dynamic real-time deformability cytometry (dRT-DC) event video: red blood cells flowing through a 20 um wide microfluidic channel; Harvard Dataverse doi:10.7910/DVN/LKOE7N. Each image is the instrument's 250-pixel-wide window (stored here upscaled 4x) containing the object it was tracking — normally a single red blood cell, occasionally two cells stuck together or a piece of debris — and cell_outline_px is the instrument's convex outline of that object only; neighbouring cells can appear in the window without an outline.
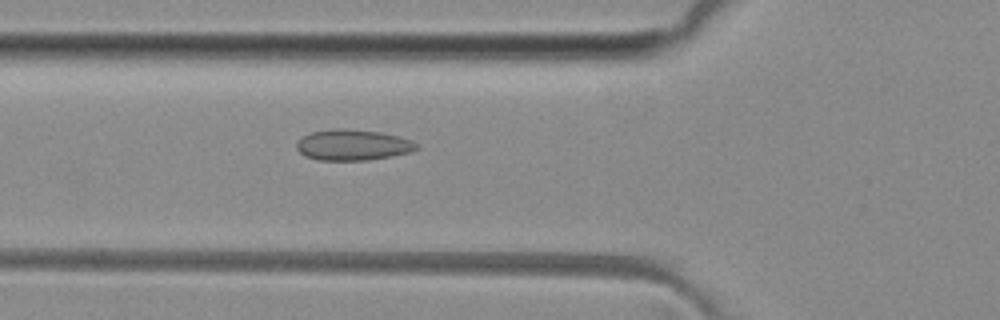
{"species": "common noctule bat (a hibernating species)", "species_latin": "Nyctalus noctula", "temperature_condition": "room temperature", "stored_images_in_passage": 37, "camera_frame_rate_fps": 3000, "um_per_image_px": 0.085, "animal": {"sex": "female", "body_mass_g": 29.2, "forearm_length_mm": 56.3}, "frame": {"image": 1, "passage_image": 7, "time_ms": 2.0, "image_size_px": [1000, 320], "cell_outline_px": [[420, 148], [412, 152], [392, 156], [368, 160], [316, 160], [304, 156], [296, 148], [296, 144], [304, 136], [312, 132], [332, 128], [344, 128], [380, 132], [396, 136], [408, 140], [416, 144]], "centroid_in_image_um": [29.97, 12.33], "position_along_channel_um": 95.8, "area_um2": 21.5}}
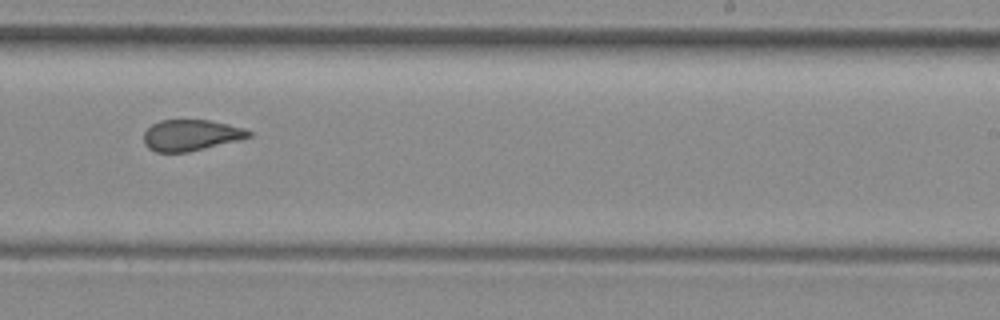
{"frame": {"image": 2, "passage_image": 20, "time_ms": 6.333, "image_size_px": [1000, 320], "cell_outline_px": [[252, 136], [188, 152], [156, 152], [148, 148], [144, 144], [144, 132], [152, 124], [160, 120], [208, 120], [228, 124], [244, 128], [252, 132]], "centroid_in_image_um": [16.2, 11.48], "position_along_channel_um": 272.8, "area_um2": 18.84}}
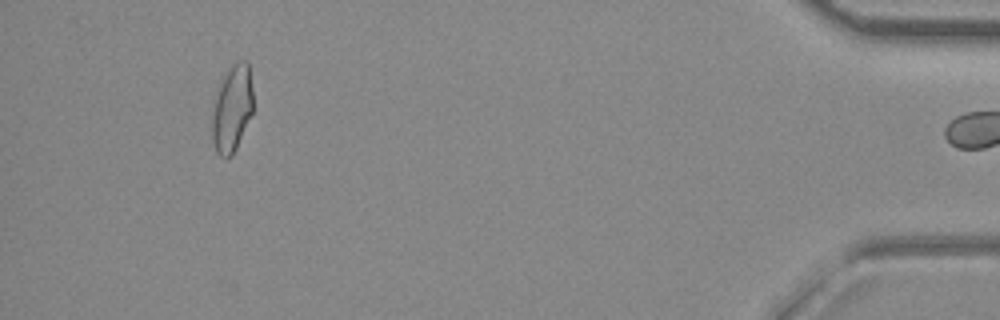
{"frame": {"image": 3, "passage_image": 36, "time_ms": 11.667, "image_size_px": [1000, 320], "cell_outline_px": [[252, 112], [236, 148], [232, 156], [224, 160], [216, 152], [212, 140], [212, 112], [220, 84], [232, 64], [236, 60], [248, 60], [252, 88]], "centroid_in_image_um": [19.72, 9.25], "position_along_channel_um": 415.5, "area_um2": 20.58}, "authors_computed_cell_mechanics": {"area_um2": 19.8832, "velocity_mm_per_s": 4.085, "shape_relaxation_time_tau1_ms": null, "shape_relaxation_time_tau2_ms": 1.4252, "deformation_change_tau1": null, "deformation_change_tau2": 0.0733}}